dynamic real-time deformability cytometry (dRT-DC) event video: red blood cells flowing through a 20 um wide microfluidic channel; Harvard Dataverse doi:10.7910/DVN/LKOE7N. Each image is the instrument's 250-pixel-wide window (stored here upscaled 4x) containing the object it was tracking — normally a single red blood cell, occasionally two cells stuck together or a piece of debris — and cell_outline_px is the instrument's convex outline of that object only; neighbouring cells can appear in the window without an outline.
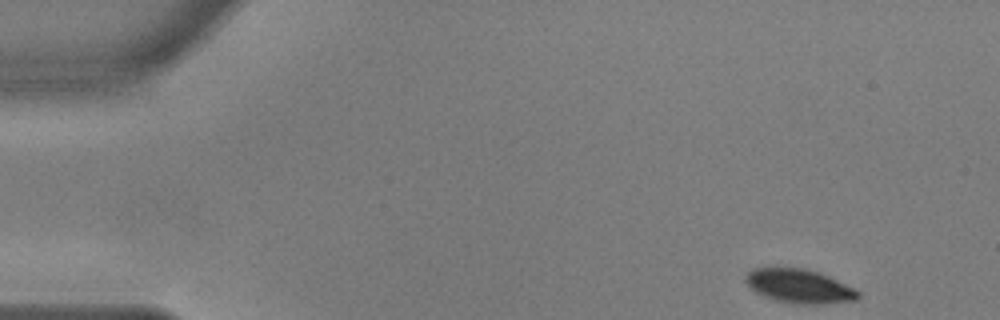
{"species": "common noctule bat (a hibernating species)", "species_latin": "Nyctalus noctula", "temperature_condition": "warm", "stored_images_in_passage": 52, "camera_frame_rate_fps": 3000, "um_per_image_px": 0.085, "animal": {"sex": "male", "body_mass_g": 17.9, "forearm_length_mm": 54.2}, "frame": {"image": 1, "passage_image": 1, "time_ms": 0.0, "image_size_px": [1000, 320], "cell_outline_px": [[860, 296], [856, 300], [824, 304], [792, 304], [776, 300], [764, 296], [756, 292], [744, 280], [744, 276], [752, 268], [804, 268], [820, 272], [860, 292]], "centroid_in_image_um": [67.92, 24.33], "position_along_channel_um": 17.1, "area_um2": 22.14}}
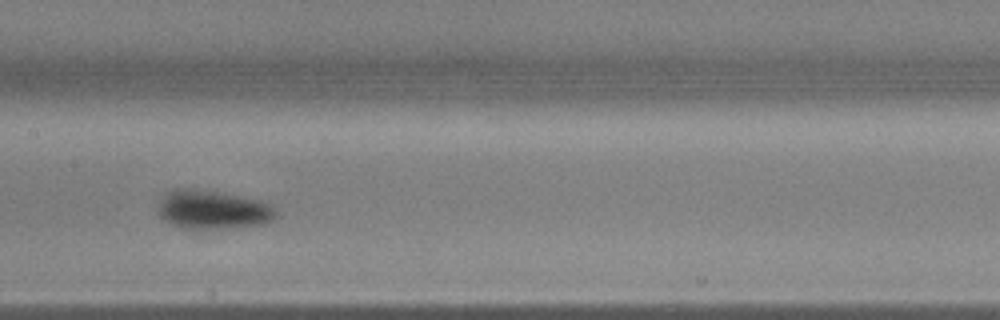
{"frame": {"image": 2, "passage_image": 24, "time_ms": 7.667, "image_size_px": [1000, 320], "cell_outline_px": [[280, 216], [264, 224], [236, 228], [180, 228], [172, 224], [160, 216], [156, 212], [160, 200], [164, 192], [172, 188], [196, 188], [260, 200], [272, 204], [276, 208]], "centroid_in_image_um": [18.1, 17.81], "position_along_channel_um": 189.3, "area_um2": 27.22}}
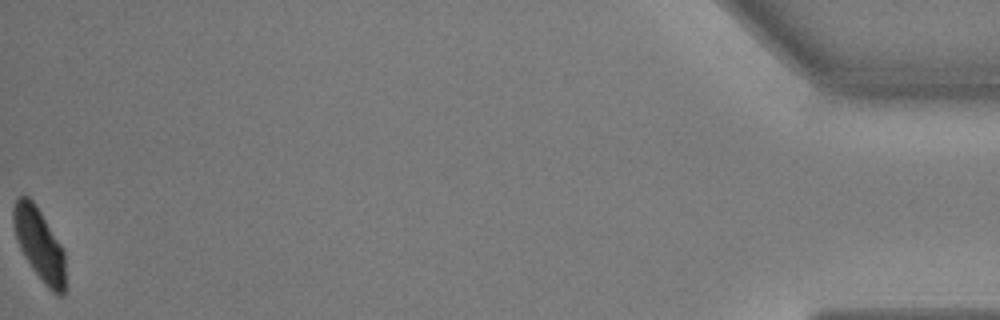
{"frame": {"image": 3, "passage_image": 52, "time_ms": 17.0, "image_size_px": [1000, 320], "cell_outline_px": [[64, 296], [56, 296], [44, 284], [32, 268], [24, 256], [16, 240], [12, 224], [12, 208], [16, 200], [20, 196], [28, 196], [36, 204], [64, 248]], "centroid_in_image_um": [3.33, 20.75], "position_along_channel_um": 431.9, "area_um2": 22.14}, "authors_computed_cell_mechanics": {"area_um2": 24.9118, "velocity_mm_per_s": 3.6148, "shape_relaxation_time_tau1_ms": 2.5457, "shape_relaxation_time_tau2_ms": null, "deformation_change_tau1": 0.1169, "deformation_change_tau2": null}}